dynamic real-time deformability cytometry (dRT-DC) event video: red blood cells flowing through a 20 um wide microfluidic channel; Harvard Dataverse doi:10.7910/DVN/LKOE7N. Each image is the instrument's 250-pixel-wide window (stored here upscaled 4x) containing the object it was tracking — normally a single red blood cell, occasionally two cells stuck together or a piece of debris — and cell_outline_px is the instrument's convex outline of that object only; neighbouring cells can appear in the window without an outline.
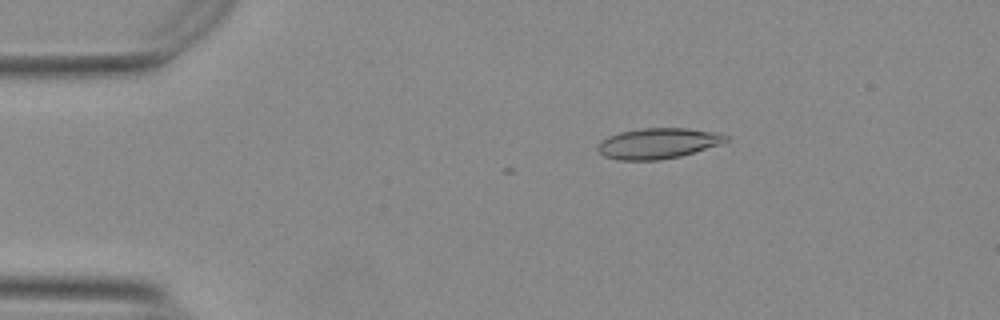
{"species": "Egyptian fruit bat (a non-hibernating species)", "species_latin": "Rousettus aegyptiacus", "temperature_condition": "warm", "stored_images_in_passage": 6, "camera_frame_rate_fps": 3000, "um_per_image_px": 0.085, "animal": {"sex": "female"}, "frame": {"image": 1, "passage_image": 3, "time_ms": 0.667, "image_size_px": [1000, 320], "cell_outline_px": [[728, 140], [720, 144], [680, 156], [660, 160], [620, 160], [604, 156], [596, 148], [600, 140], [608, 136], [620, 132], [640, 128], [684, 128], [716, 132], [728, 136]], "centroid_in_image_um": [55.89, 12.18], "position_along_channel_um": 29.1, "area_um2": 22.77}}